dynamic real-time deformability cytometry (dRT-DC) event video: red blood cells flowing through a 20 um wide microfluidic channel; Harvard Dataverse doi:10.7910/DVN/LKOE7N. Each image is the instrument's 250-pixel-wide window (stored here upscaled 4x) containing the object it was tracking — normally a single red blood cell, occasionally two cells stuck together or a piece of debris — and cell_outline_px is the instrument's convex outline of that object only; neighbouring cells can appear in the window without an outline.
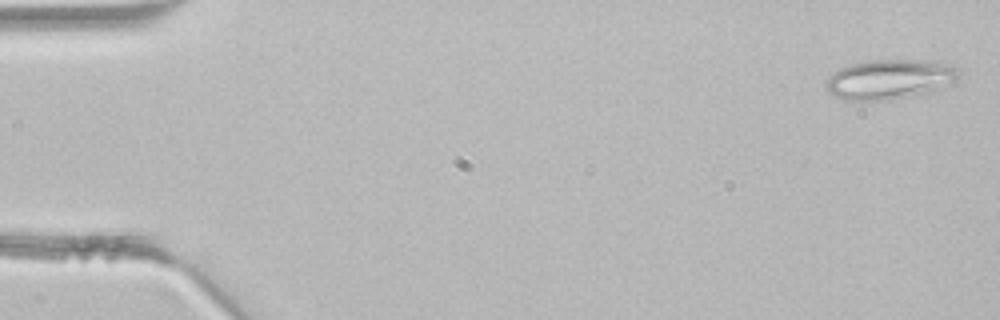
{"species": "common noctule bat (a hibernating species)", "species_latin": "Nyctalus noctula", "temperature_condition": "room temperature", "stored_images_in_passage": 4, "camera_frame_rate_fps": 3000, "um_per_image_px": 0.085, "animal": {"sex": "male", "body_mass_g": 21.5, "forearm_length_mm": 52.0}, "frame": {"image": 1, "passage_image": 1, "time_ms": 0.0, "image_size_px": [1000, 320], "cell_outline_px": [[960, 76], [940, 88], [932, 92], [888, 100], [844, 100], [828, 92], [824, 84], [828, 76], [832, 72], [848, 64], [872, 60], [932, 60], [960, 68]], "centroid_in_image_um": [75.59, 6.73], "position_along_channel_um": 9.4, "area_um2": 30.98}}